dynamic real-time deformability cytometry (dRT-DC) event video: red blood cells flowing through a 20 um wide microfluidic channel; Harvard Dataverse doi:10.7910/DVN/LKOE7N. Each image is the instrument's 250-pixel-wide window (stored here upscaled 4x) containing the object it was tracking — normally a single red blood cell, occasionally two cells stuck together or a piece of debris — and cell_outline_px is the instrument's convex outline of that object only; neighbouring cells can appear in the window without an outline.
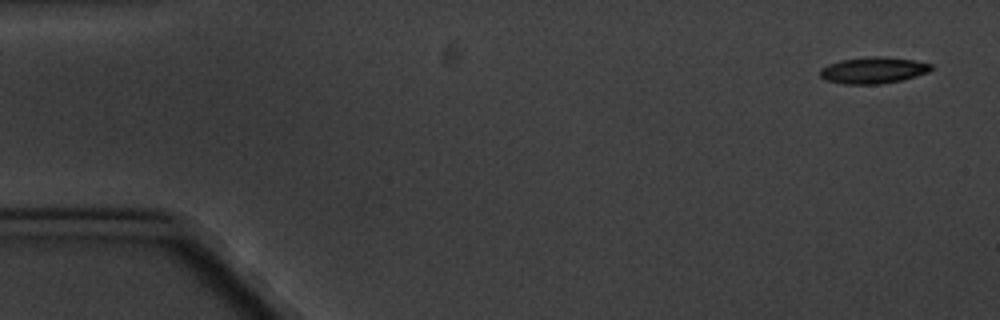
{"species": "common noctule bat (a hibernating species)", "species_latin": "Nyctalus noctula", "temperature_condition": "cold", "stored_images_in_passage": 5, "camera_frame_rate_fps": 3000, "um_per_image_px": 0.085, "animal": {"sex": "male", "body_mass_g": 20.1, "forearm_length_mm": 53.5}, "frame": {"image": 1, "passage_image": 1, "time_ms": 0.0, "image_size_px": [1000, 320], "cell_outline_px": [[932, 68], [928, 72], [916, 76], [900, 80], [880, 84], [844, 84], [824, 80], [820, 76], [820, 68], [828, 64], [840, 60], [872, 56], [884, 56], [916, 60], [932, 64]], "centroid_in_image_um": [74.21, 5.96], "position_along_channel_um": 10.8, "area_um2": 17.22}}
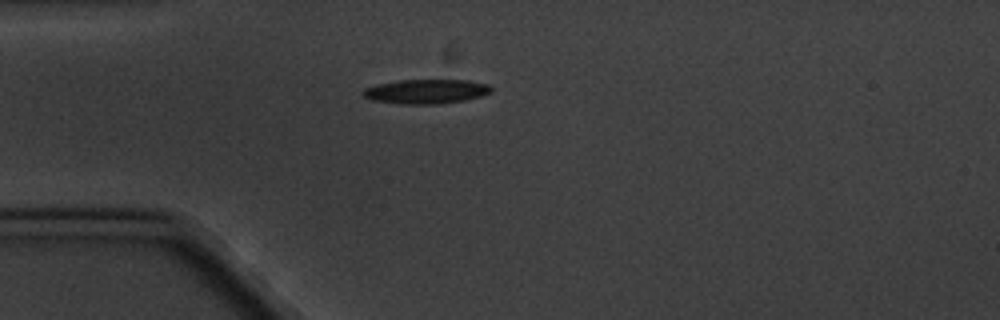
{"frame": {"image": 2, "passage_image": 5, "time_ms": 4.333, "image_size_px": [1000, 320], "cell_outline_px": [[492, 92], [480, 96], [464, 100], [436, 104], [400, 104], [372, 100], [364, 96], [360, 92], [364, 88], [376, 84], [396, 80], [468, 80], [488, 84], [492, 88]], "centroid_in_image_um": [36.18, 7.77], "position_along_channel_um": 48.8, "area_um2": 18.32}}